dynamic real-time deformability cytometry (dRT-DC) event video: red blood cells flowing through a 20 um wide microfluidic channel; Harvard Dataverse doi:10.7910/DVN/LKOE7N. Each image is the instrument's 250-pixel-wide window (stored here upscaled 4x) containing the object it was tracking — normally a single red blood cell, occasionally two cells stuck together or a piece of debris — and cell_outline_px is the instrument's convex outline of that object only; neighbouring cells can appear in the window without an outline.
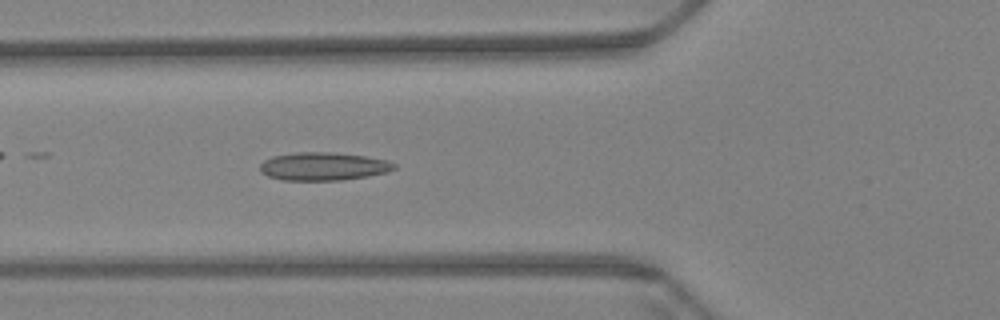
{"species": "Egyptian fruit bat (a non-hibernating species)", "species_latin": "Rousettus aegyptiacus", "temperature_condition": "warm", "stored_images_in_passage": 60, "camera_frame_rate_fps": 3000, "um_per_image_px": 0.085, "animal": {"sex": "female"}, "frame": {"image": 1, "passage_image": 22, "time_ms": 7.0, "image_size_px": [1000, 320], "cell_outline_px": [[396, 168], [388, 172], [368, 176], [340, 180], [284, 180], [268, 176], [260, 172], [260, 164], [264, 160], [272, 156], [296, 152], [332, 152], [364, 156], [388, 160], [396, 164]], "centroid_in_image_um": [27.48, 14.14], "position_along_channel_um": 98.3, "area_um2": 22.02}}
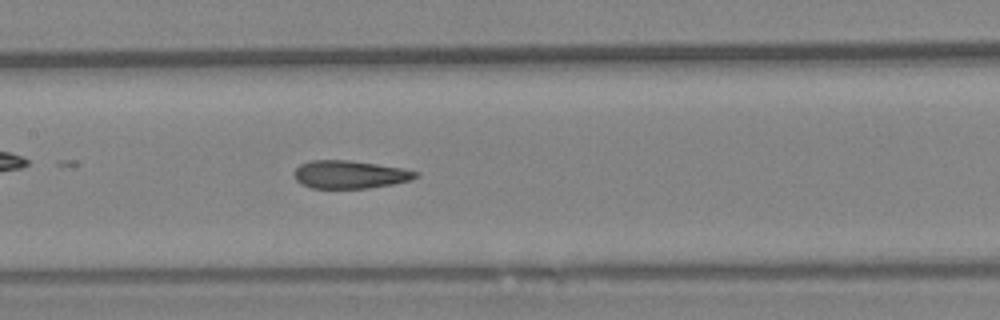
{"frame": {"image": 2, "passage_image": 29, "time_ms": 9.333, "image_size_px": [1000, 320], "cell_outline_px": [[420, 176], [412, 180], [392, 184], [368, 188], [312, 188], [300, 184], [296, 180], [292, 172], [300, 164], [312, 160], [348, 160], [404, 168], [420, 172]], "centroid_in_image_um": [29.75, 14.83], "position_along_channel_um": 177.7, "area_um2": 20.0}}
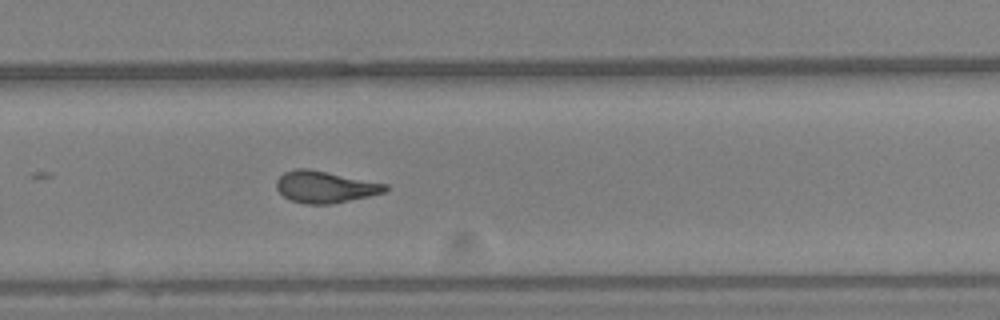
{"frame": {"image": 3, "passage_image": 40, "time_ms": 13.0, "image_size_px": [1000, 320], "cell_outline_px": [[388, 188], [384, 192], [368, 196], [332, 204], [304, 204], [292, 200], [284, 196], [276, 188], [276, 180], [284, 172], [296, 168], [308, 168], [388, 184]], "centroid_in_image_um": [27.61, 15.88], "position_along_channel_um": 302.2, "area_um2": 20.06}, "authors_computed_cell_mechanics": {"area_um2": 20.3745, "velocity_mm_per_s": 3.4141, "shape_relaxation_time_tau1_ms": null, "shape_relaxation_time_tau2_ms": 2.2343, "deformation_change_tau1": null, "deformation_change_tau2": 0.1017}}